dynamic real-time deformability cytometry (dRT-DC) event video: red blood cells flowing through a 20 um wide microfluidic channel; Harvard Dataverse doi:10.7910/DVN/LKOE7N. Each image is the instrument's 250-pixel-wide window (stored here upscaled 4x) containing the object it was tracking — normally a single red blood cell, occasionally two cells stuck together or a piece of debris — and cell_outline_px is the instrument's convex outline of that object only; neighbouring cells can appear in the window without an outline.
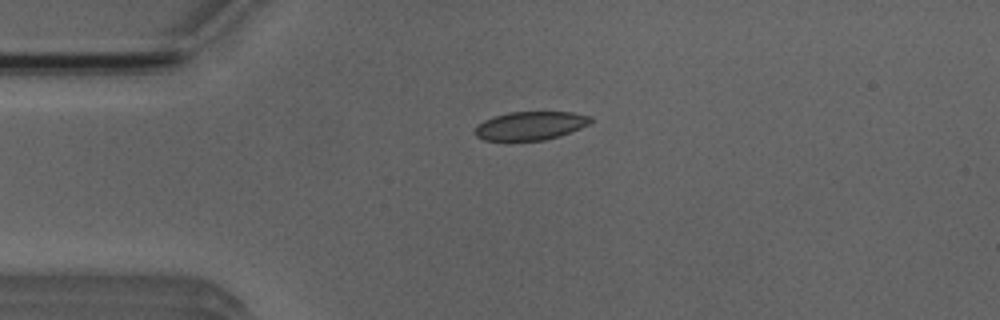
{"species": "Egyptian fruit bat (a non-hibernating species)", "species_latin": "Rousettus aegyptiacus", "temperature_condition": "room temperature", "stored_images_in_passage": 4, "camera_frame_rate_fps": 3000, "um_per_image_px": 0.085, "animal": {"sex": "male"}, "frame": {"image": 1, "passage_image": 3, "time_ms": 3.333, "image_size_px": [1000, 320], "cell_outline_px": [[592, 120], [588, 124], [580, 128], [560, 136], [544, 140], [484, 140], [476, 136], [476, 124], [492, 116], [508, 112], [572, 112], [592, 116]], "centroid_in_image_um": [45.08, 10.67], "position_along_channel_um": 39.9, "area_um2": 19.19}}